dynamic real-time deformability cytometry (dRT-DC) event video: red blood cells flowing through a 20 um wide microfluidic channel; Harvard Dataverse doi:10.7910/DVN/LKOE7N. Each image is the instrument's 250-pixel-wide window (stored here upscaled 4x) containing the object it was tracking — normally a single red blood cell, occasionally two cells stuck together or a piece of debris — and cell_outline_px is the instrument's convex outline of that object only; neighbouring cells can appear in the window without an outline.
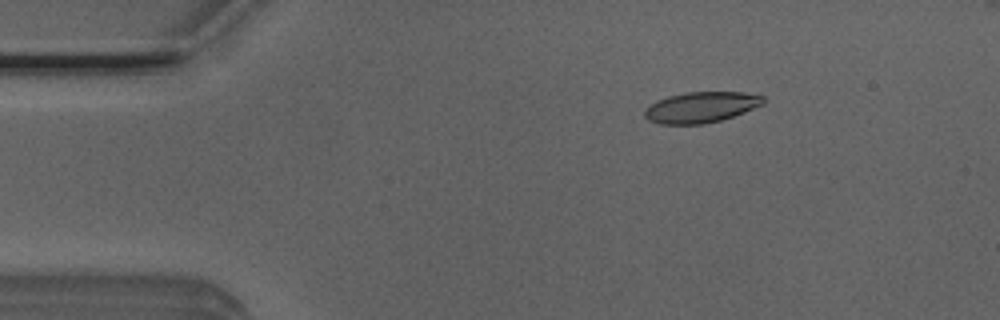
{"species": "Egyptian fruit bat (a non-hibernating species)", "species_latin": "Rousettus aegyptiacus", "temperature_condition": "room temperature", "stored_images_in_passage": 5, "camera_frame_rate_fps": 3000, "um_per_image_px": 0.085, "animal": {"sex": "male"}, "frame": {"image": 1, "passage_image": 3, "time_ms": 0.667, "image_size_px": [1000, 320], "cell_outline_px": [[764, 104], [744, 112], [720, 120], [704, 124], [660, 124], [648, 120], [644, 116], [644, 108], [656, 100], [668, 96], [684, 92], [744, 92], [764, 96]], "centroid_in_image_um": [59.55, 9.11], "position_along_channel_um": 25.4, "area_um2": 21.39}}
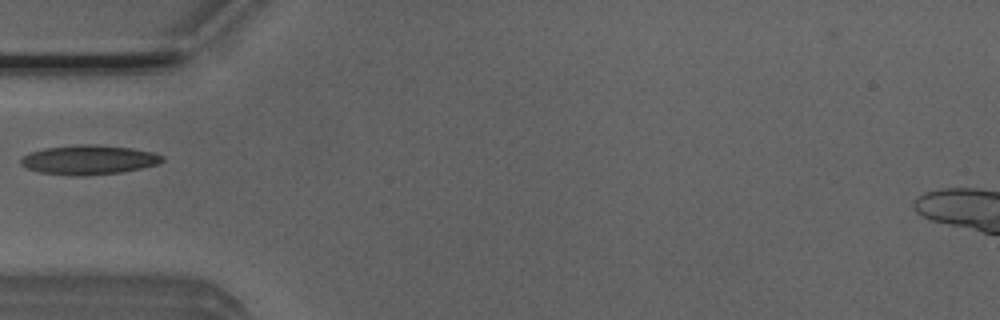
{"frame": {"image": 2, "passage_image": 5, "time_ms": 1.333, "image_size_px": [1000, 320], "cell_outline_px": [[164, 160], [156, 164], [140, 168], [120, 172], [88, 176], [68, 176], [40, 172], [28, 168], [20, 164], [20, 160], [24, 156], [32, 152], [44, 148], [76, 144], [96, 144], [132, 148], [152, 152], [164, 156]], "centroid_in_image_um": [7.54, 13.58], "position_along_channel_um": 77.5, "area_um2": 24.28}}